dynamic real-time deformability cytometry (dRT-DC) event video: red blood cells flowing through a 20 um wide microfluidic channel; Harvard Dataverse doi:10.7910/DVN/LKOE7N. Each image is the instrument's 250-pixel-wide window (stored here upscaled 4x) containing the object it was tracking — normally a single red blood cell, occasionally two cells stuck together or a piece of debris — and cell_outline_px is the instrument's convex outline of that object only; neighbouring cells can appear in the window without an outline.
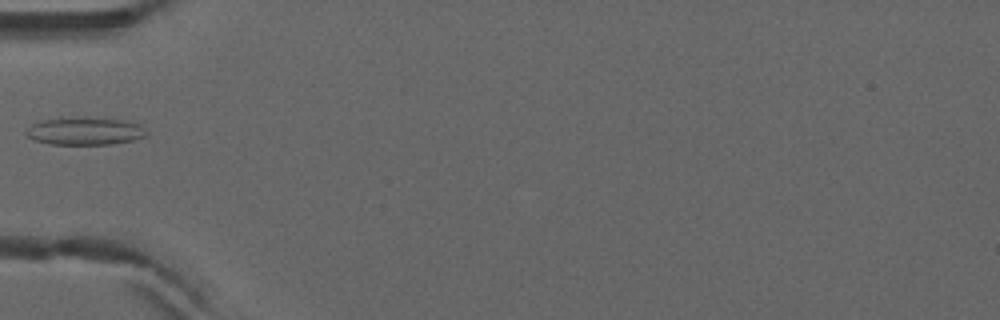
{"species": "common noctule bat (a hibernating species)", "species_latin": "Nyctalus noctula", "temperature_condition": "warm", "stored_images_in_passage": 7, "camera_frame_rate_fps": 3000, "um_per_image_px": 0.085, "animal": {"sex": "male", "forearm_length_mm": 52.5}, "frame": {"image": 1, "passage_image": 6, "time_ms": 1.667, "image_size_px": [1000, 320], "cell_outline_px": [[148, 136], [136, 140], [112, 144], [52, 144], [32, 140], [24, 132], [32, 124], [40, 120], [60, 116], [84, 116], [128, 120], [140, 124], [148, 132]], "centroid_in_image_um": [7.24, 11.11], "position_along_channel_um": 77.8, "area_um2": 20.29}}